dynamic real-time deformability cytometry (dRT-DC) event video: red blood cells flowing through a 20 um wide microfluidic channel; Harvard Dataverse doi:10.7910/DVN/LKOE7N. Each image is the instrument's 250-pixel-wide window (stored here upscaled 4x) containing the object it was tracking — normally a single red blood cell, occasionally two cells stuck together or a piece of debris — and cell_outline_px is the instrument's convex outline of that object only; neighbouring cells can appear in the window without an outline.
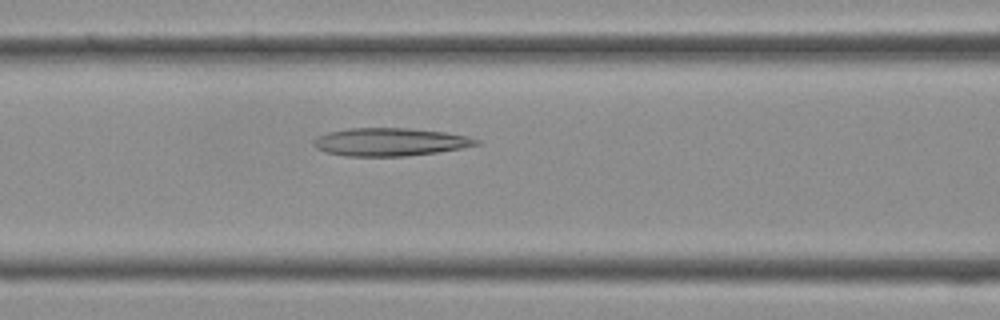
{"species": "Egyptian fruit bat (a non-hibernating species)", "species_latin": "Rousettus aegyptiacus", "temperature_condition": "cold", "stored_images_in_passage": 38, "camera_frame_rate_fps": 3000, "um_per_image_px": 0.085, "frame": {"image": 1, "passage_image": 15, "time_ms": 4.667, "image_size_px": [1000, 320], "cell_outline_px": [[480, 144], [460, 148], [436, 152], [408, 156], [344, 156], [324, 152], [316, 148], [312, 144], [312, 140], [316, 136], [328, 132], [348, 128], [408, 128], [444, 132], [468, 136], [480, 140]], "centroid_in_image_um": [33.1, 12.06], "position_along_channel_um": 133.5, "area_um2": 26.65}}
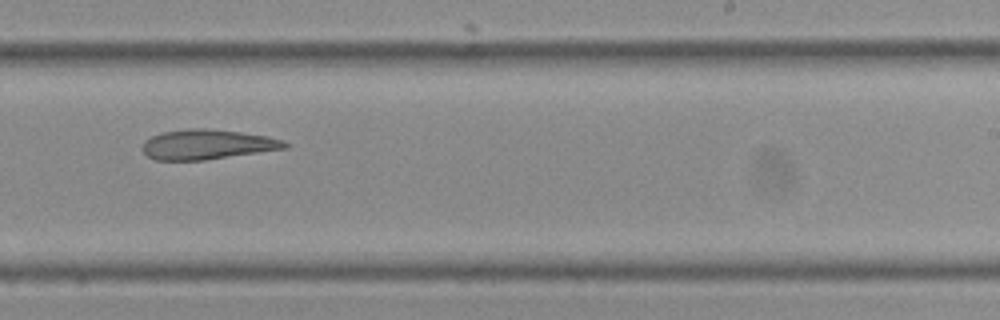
{"frame": {"image": 2, "passage_image": 23, "time_ms": 7.333, "image_size_px": [1000, 320], "cell_outline_px": [[288, 148], [204, 160], [156, 160], [148, 156], [140, 148], [144, 140], [160, 132], [188, 128], [204, 128], [240, 132], [268, 136], [284, 140], [288, 144]], "centroid_in_image_um": [17.59, 12.27], "position_along_channel_um": 271.4, "area_um2": 24.91}}
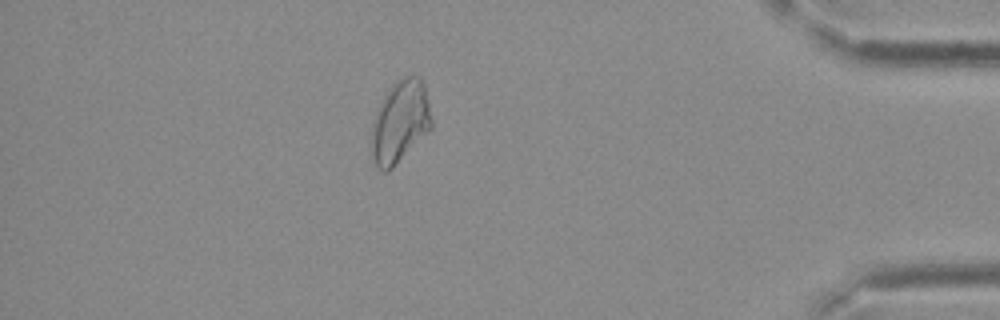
{"frame": {"image": 3, "passage_image": 33, "time_ms": 10.667, "image_size_px": [1000, 320], "cell_outline_px": [[432, 128], [388, 172], [384, 172], [376, 164], [372, 156], [368, 144], [372, 124], [376, 112], [384, 96], [392, 84], [396, 80], [404, 76], [420, 76], [424, 84], [428, 100], [432, 120]], "centroid_in_image_um": [33.98, 10.35], "position_along_channel_um": 401.2, "area_um2": 29.02}}